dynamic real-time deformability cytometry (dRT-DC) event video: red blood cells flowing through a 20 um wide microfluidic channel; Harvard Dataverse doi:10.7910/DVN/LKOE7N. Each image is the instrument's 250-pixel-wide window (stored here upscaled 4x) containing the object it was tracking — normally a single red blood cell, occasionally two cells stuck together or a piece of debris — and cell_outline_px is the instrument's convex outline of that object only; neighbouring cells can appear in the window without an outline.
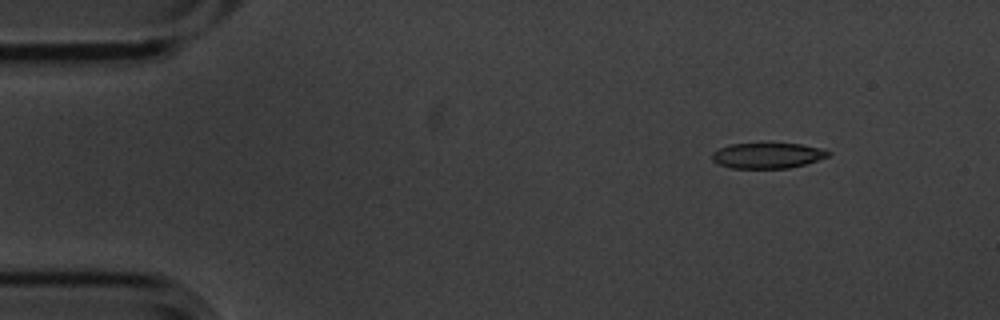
{"species": "common noctule bat (a hibernating species)", "species_latin": "Nyctalus noctula", "temperature_condition": "cold", "stored_images_in_passage": 8, "camera_frame_rate_fps": 3000, "um_per_image_px": 0.085, "animal": {"sex": "male", "body_mass_g": 20.1, "forearm_length_mm": 53.5}, "frame": {"image": 1, "passage_image": 1, "time_ms": 0.0, "image_size_px": [1000, 320], "cell_outline_px": [[832, 152], [828, 156], [804, 164], [788, 168], [732, 168], [720, 164], [712, 160], [712, 152], [720, 148], [732, 144], [768, 140], [800, 144], [820, 148]], "centroid_in_image_um": [65.22, 13.16], "position_along_channel_um": 19.8, "area_um2": 17.92}}
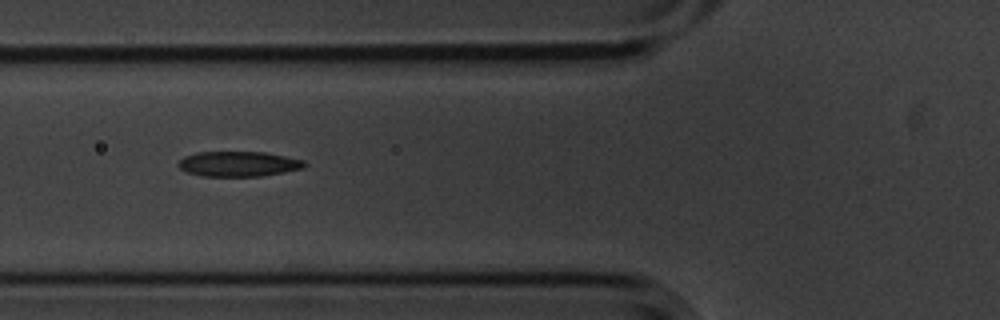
{"frame": {"image": 2, "passage_image": 5, "time_ms": 1.333, "image_size_px": [1000, 320], "cell_outline_px": [[308, 164], [304, 168], [264, 176], [204, 176], [188, 172], [180, 168], [176, 164], [184, 156], [196, 152], [264, 152], [304, 160]], "centroid_in_image_um": [20.29, 13.93], "position_along_channel_um": 105.5, "area_um2": 18.5}}
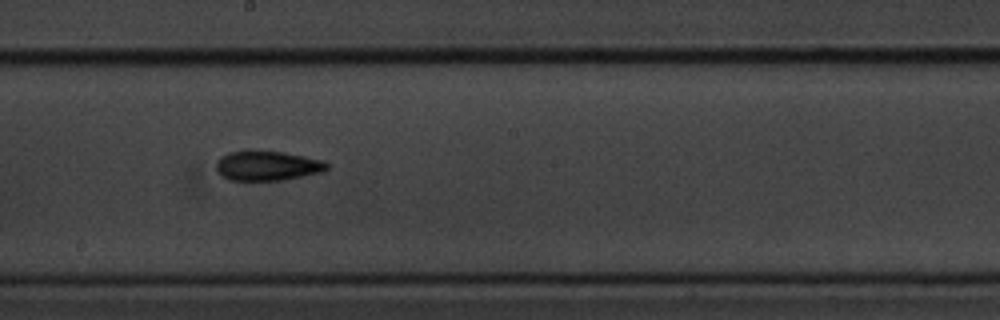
{"frame": {"image": 3, "passage_image": 8, "time_ms": 2.333, "image_size_px": [1000, 320], "cell_outline_px": [[328, 168], [324, 172], [284, 180], [228, 180], [220, 176], [216, 172], [216, 164], [220, 156], [228, 152], [244, 148], [252, 148], [284, 152], [324, 160], [328, 164]], "centroid_in_image_um": [22.68, 14.05], "position_along_channel_um": 225.5, "area_um2": 20.06}}